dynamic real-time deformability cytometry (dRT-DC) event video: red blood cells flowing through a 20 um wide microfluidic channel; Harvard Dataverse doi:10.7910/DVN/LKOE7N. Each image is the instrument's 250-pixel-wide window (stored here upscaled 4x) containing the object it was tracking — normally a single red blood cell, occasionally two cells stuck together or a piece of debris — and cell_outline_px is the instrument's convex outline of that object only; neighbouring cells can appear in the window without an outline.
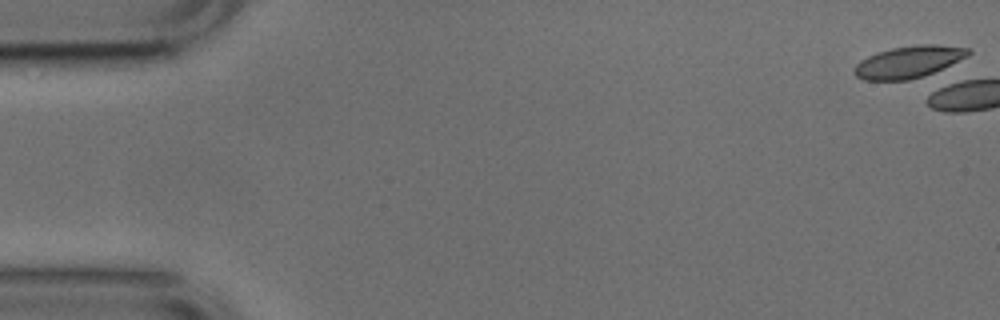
{"species": "common noctule bat (a hibernating species)", "species_latin": "Nyctalus noctula", "temperature_condition": "cold", "stored_images_in_passage": 1, "camera_frame_rate_fps": 3000, "um_per_image_px": 0.085, "animal": {"sex": "male", "body_mass_g": 17.9, "forearm_length_mm": 54.2}, "frame": {"image": 1, "passage_image": 1, "time_ms": 0.0, "image_size_px": [1000, 320], "cell_outline_px": [[972, 52], [968, 56], [924, 76], [908, 80], [864, 80], [856, 76], [856, 64], [860, 60], [876, 52], [892, 48], [920, 44], [936, 44], [968, 48]], "centroid_in_image_um": [77.24, 5.25], "position_along_channel_um": 7.8, "area_um2": 20.98}}